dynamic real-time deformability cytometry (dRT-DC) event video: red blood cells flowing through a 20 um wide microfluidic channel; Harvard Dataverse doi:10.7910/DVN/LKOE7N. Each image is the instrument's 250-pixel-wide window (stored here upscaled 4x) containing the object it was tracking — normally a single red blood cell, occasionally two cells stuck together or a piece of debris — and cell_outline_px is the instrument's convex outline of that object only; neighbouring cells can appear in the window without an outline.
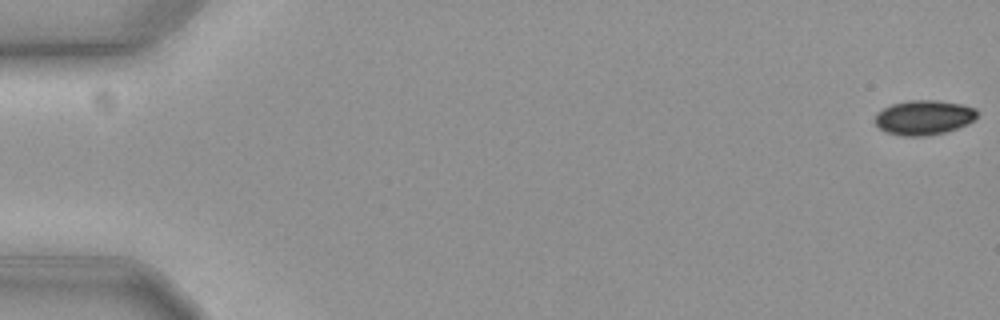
{"species": "common noctule bat (a hibernating species)", "species_latin": "Nyctalus noctula", "temperature_condition": "cold", "stored_images_in_passage": 59, "camera_frame_rate_fps": 3000, "um_per_image_px": 0.085, "animal": {"sex": "female", "body_mass_g": 19.3, "forearm_length_mm": 54.1}, "frame": {"image": 1, "passage_image": 1, "time_ms": 0.0, "image_size_px": [1000, 320], "cell_outline_px": [[976, 116], [968, 124], [944, 132], [924, 136], [900, 136], [884, 132], [876, 124], [876, 112], [892, 104], [916, 100], [932, 100], [960, 104], [976, 108]], "centroid_in_image_um": [78.5, 10.0], "position_along_channel_um": 6.5, "area_um2": 20.35}}
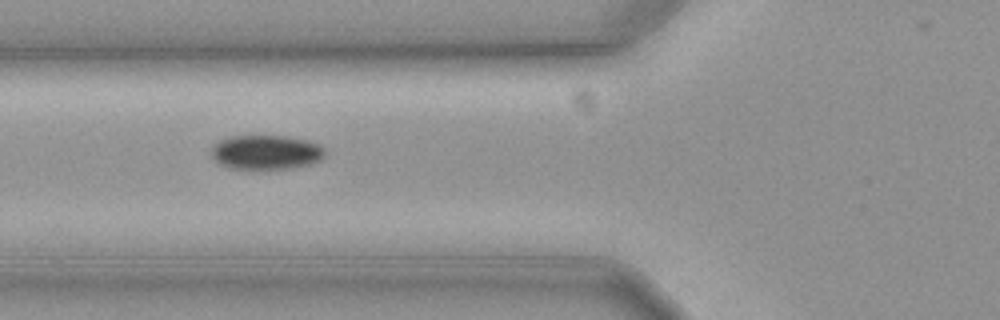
{"frame": {"image": 2, "passage_image": 23, "time_ms": 7.333, "image_size_px": [1000, 320], "cell_outline_px": [[324, 156], [320, 160], [312, 164], [292, 168], [228, 168], [220, 164], [212, 156], [212, 148], [220, 140], [228, 136], [284, 136], [304, 140], [316, 144], [324, 148]], "centroid_in_image_um": [22.61, 12.94], "position_along_channel_um": 103.2, "area_um2": 22.43}}
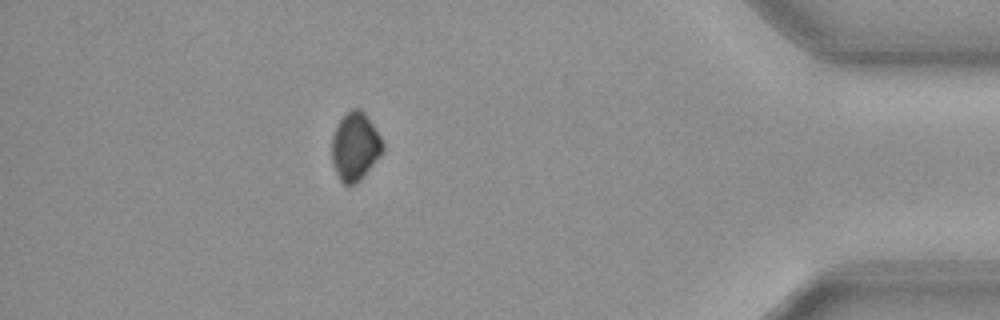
{"frame": {"image": 3, "passage_image": 52, "time_ms": 17.0, "image_size_px": [1000, 320], "cell_outline_px": [[384, 148], [380, 156], [364, 176], [360, 180], [352, 184], [344, 184], [340, 180], [332, 164], [332, 136], [340, 120], [352, 108], [360, 108], [368, 116], [380, 136], [384, 144]], "centroid_in_image_um": [30.19, 12.45], "position_along_channel_um": 405.0, "area_um2": 20.11}, "authors_computed_cell_mechanics": {"area_um2": 21.7328, "velocity_mm_per_s": 3.613, "shape_relaxation_time_tau1_ms": 1.9119, "shape_relaxation_time_tau2_ms": null, "deformation_change_tau1": 0.0451, "deformation_change_tau2": null}}